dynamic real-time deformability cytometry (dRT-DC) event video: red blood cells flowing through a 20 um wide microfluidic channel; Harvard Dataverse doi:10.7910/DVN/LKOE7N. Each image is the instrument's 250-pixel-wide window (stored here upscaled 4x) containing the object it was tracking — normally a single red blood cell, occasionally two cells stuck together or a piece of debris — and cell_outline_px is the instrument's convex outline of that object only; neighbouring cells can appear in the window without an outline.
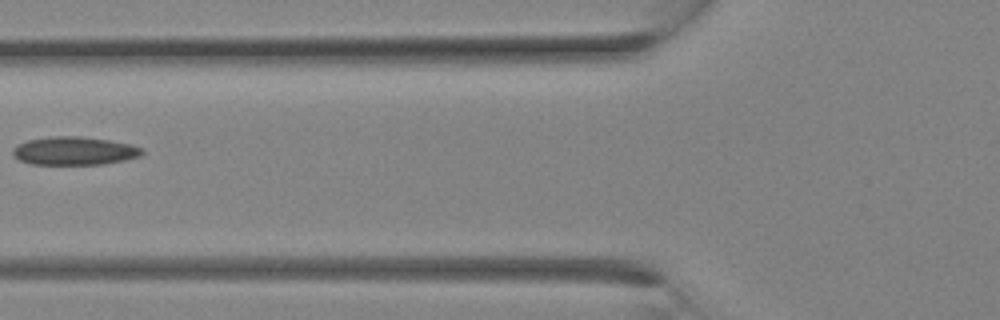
{"species": "Egyptian fruit bat (a non-hibernating species)", "species_latin": "Rousettus aegyptiacus", "temperature_condition": "room temperature", "stored_images_in_passage": 3, "camera_frame_rate_fps": 3000, "um_per_image_px": 0.085, "animal": {"sex": "female"}, "frame": {"image": 1, "passage_image": 3, "time_ms": 2.333, "image_size_px": [1000, 320], "cell_outline_px": [[144, 152], [140, 156], [124, 160], [104, 164], [32, 164], [20, 160], [12, 156], [12, 148], [16, 144], [28, 140], [52, 136], [80, 136], [108, 140], [132, 144], [144, 148]], "centroid_in_image_um": [6.31, 12.82], "position_along_channel_um": 119.5, "area_um2": 21.44}}